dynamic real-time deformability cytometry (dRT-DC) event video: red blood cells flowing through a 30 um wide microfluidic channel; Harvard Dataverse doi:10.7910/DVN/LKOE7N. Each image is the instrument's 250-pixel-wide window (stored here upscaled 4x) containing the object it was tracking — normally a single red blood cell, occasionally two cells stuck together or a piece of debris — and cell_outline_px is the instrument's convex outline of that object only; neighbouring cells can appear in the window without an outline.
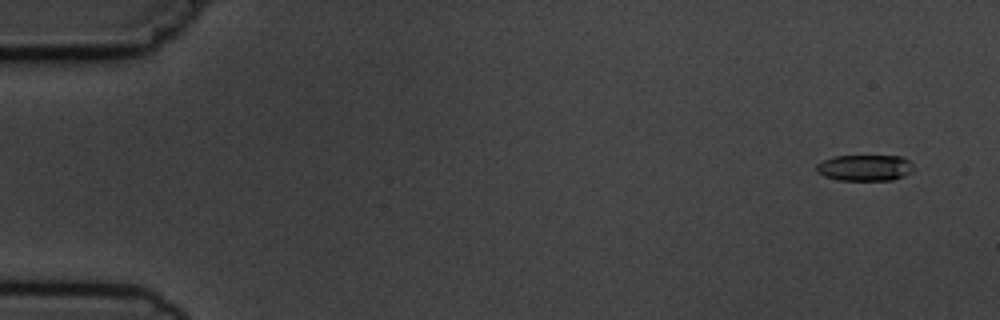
{"species": "common noctule bat (a hibernating species)", "species_latin": "Nyctalus noctula", "temperature_condition": "cold", "stored_images_in_passage": 6, "camera_frame_rate_fps": 3000, "um_per_image_px": 0.085, "animal": {"sex": "male", "body_mass_g": 19.5, "forearm_length_mm": 54.6}, "frame": {"image": 1, "passage_image": 1, "time_ms": 0.0, "image_size_px": [1000, 320], "cell_outline_px": [[912, 172], [904, 176], [892, 180], [840, 180], [824, 176], [816, 172], [816, 164], [832, 156], [904, 156], [912, 164]], "centroid_in_image_um": [73.5, 14.26], "position_along_channel_um": 11.5, "area_um2": 14.85}}
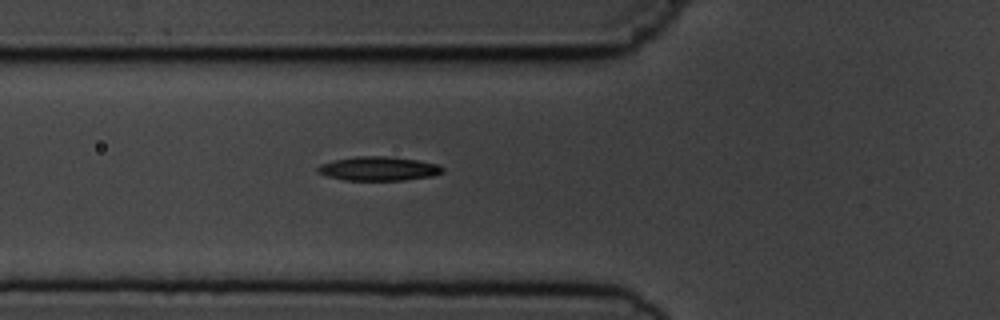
{"frame": {"image": 2, "passage_image": 6, "time_ms": 5.667, "image_size_px": [1000, 320], "cell_outline_px": [[444, 172], [432, 176], [404, 180], [344, 180], [328, 176], [316, 172], [316, 168], [320, 164], [336, 160], [356, 156], [392, 156], [440, 164], [444, 168]], "centroid_in_image_um": [32.2, 14.33], "position_along_channel_um": 93.6, "area_um2": 17.57}}